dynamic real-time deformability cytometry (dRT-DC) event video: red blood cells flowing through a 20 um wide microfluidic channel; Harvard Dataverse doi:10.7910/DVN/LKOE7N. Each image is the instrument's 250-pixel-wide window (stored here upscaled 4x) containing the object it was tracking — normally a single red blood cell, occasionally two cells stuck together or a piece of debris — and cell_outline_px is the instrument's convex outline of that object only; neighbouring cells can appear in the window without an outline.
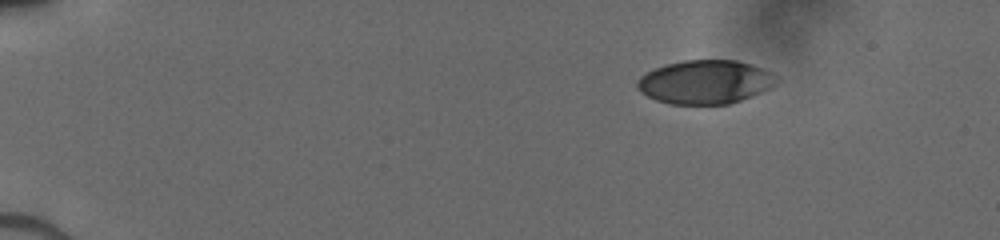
{"species": "human", "species_latin": "Homo sapiens", "temperature_condition": "cold", "stored_images_in_passage": 44, "camera_frame_rate_fps": 3000, "um_per_image_px": 0.085, "donor": {"sex": "male"}, "frame": {"image": 1, "passage_image": 1, "time_ms": 0.0, "image_size_px": [1000, 240], "cell_outline_px": [[780, 80], [776, 84], [752, 96], [728, 104], [668, 104], [656, 100], [640, 92], [636, 88], [636, 80], [640, 76], [656, 68], [668, 64], [684, 60], [736, 60], [772, 72]], "centroid_in_image_um": [59.92, 6.98], "position_along_channel_um": 25.1, "area_um2": 35.37}}
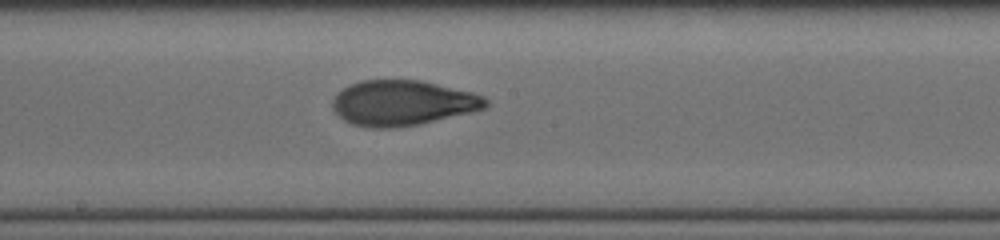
{"frame": {"image": 2, "passage_image": 23, "time_ms": 7.333, "image_size_px": [1000, 240], "cell_outline_px": [[488, 104], [484, 108], [472, 112], [420, 124], [396, 128], [372, 128], [352, 124], [344, 120], [332, 108], [332, 100], [336, 92], [360, 80], [420, 80], [472, 92], [484, 96], [488, 100]], "centroid_in_image_um": [34.21, 8.75], "position_along_channel_um": 214.0, "area_um2": 40.46}}
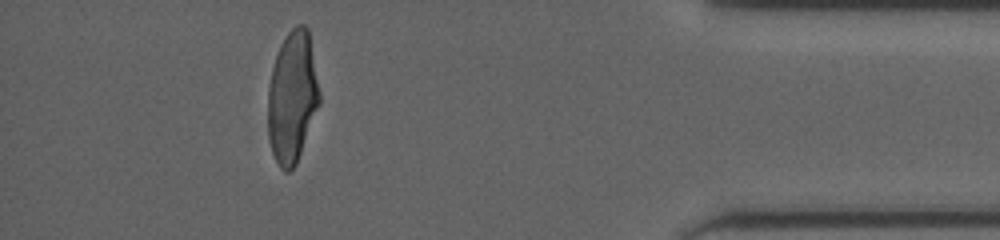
{"frame": {"image": 3, "passage_image": 40, "time_ms": 13.0, "image_size_px": [1000, 240], "cell_outline_px": [[320, 104], [296, 164], [288, 172], [284, 172], [280, 168], [272, 152], [268, 136], [268, 88], [272, 68], [280, 44], [288, 32], [296, 24], [304, 24], [308, 28], [320, 92]], "centroid_in_image_um": [24.85, 8.25], "position_along_channel_um": 410.4, "area_um2": 39.59}}